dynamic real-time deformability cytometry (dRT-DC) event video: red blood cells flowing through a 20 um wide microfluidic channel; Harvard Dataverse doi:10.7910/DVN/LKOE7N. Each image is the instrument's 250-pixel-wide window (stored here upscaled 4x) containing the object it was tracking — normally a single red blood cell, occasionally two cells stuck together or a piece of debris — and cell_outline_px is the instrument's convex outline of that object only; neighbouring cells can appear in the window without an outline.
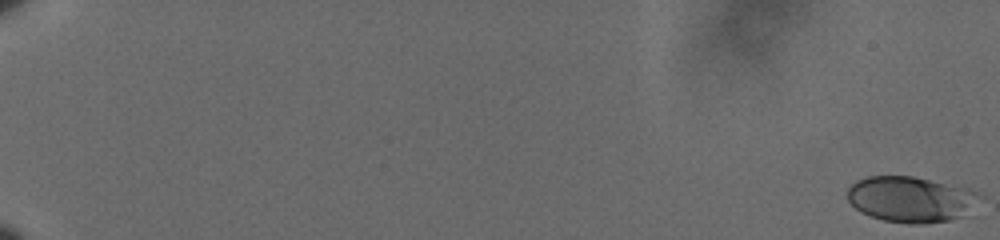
{"species": "human", "species_latin": "Homo sapiens", "temperature_condition": "cold", "stored_images_in_passage": 62, "camera_frame_rate_fps": 3000, "um_per_image_px": 0.085, "donor": {"sex": "male"}, "frame": {"image": 1, "passage_image": 1, "time_ms": 0.0, "image_size_px": [1000, 240], "cell_outline_px": [[984, 196], [960, 216], [948, 220], [924, 224], [908, 224], [884, 220], [860, 212], [848, 200], [848, 188], [856, 180], [868, 176], [912, 176], [968, 188], [980, 192]], "centroid_in_image_um": [77.41, 16.93], "position_along_channel_um": 7.6, "area_um2": 35.08}}
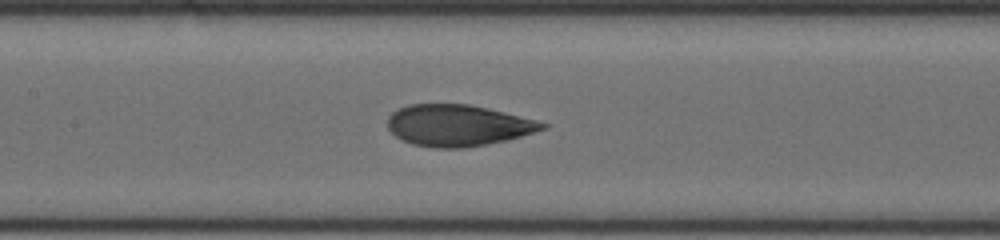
{"frame": {"image": 2, "passage_image": 34, "time_ms": 11.0, "image_size_px": [1000, 240], "cell_outline_px": [[548, 128], [520, 136], [504, 140], [464, 148], [436, 148], [412, 144], [396, 136], [388, 128], [388, 116], [392, 112], [408, 104], [468, 104], [504, 112], [536, 120], [548, 124]], "centroid_in_image_um": [38.9, 10.65], "position_along_channel_um": 168.5, "area_um2": 36.99}}
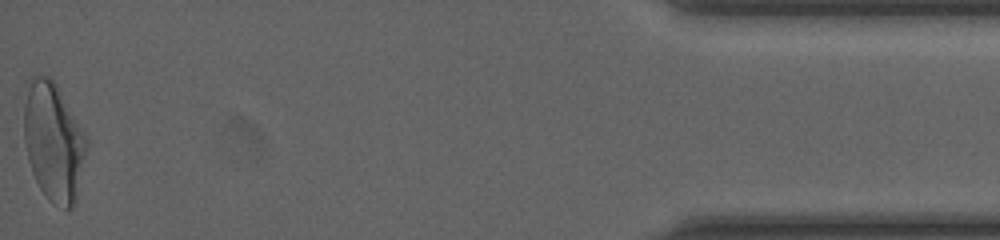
{"frame": {"image": 3, "passage_image": 62, "time_ms": 20.333, "image_size_px": [1000, 240], "cell_outline_px": [[88, 144], [72, 208], [64, 208], [48, 200], [40, 188], [32, 172], [28, 160], [24, 140], [24, 104], [32, 76], [48, 76], [56, 84], [84, 132], [88, 140]], "centroid_in_image_um": [4.53, 12.04], "position_along_channel_um": 430.7, "area_um2": 42.31}, "authors_computed_cell_mechanics": {"area_um2": 36.992, "velocity_mm_per_s": 3.5979, "shape_relaxation_time_tau1_ms": 3.6967, "shape_relaxation_time_tau2_ms": 1.1368, "deformation_change_tau1": 0.1502, "deformation_change_tau2": 0.07}}